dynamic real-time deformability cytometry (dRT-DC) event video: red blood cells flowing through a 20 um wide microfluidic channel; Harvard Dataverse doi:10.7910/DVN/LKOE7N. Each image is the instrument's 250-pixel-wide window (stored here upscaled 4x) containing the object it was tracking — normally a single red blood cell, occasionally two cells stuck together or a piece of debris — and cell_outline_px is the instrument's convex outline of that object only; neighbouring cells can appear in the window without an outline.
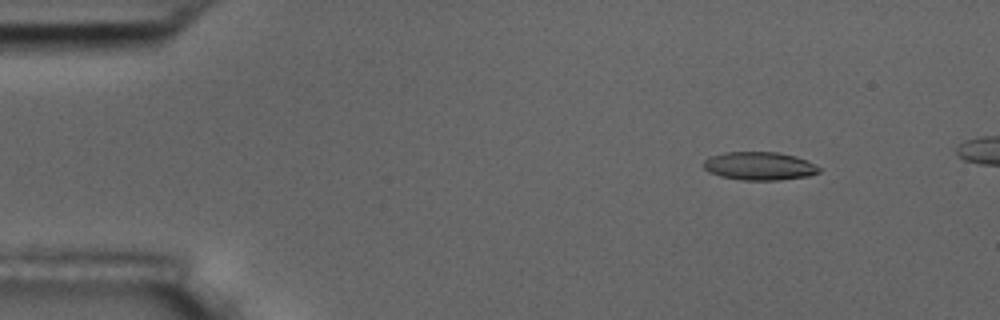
{"species": "common noctule bat (a hibernating species)", "species_latin": "Nyctalus noctula", "temperature_condition": "room temperature", "stored_images_in_passage": 6, "camera_frame_rate_fps": 3000, "um_per_image_px": 0.085, "animal": {"sex": "male", "body_mass_g": 17.5, "forearm_length_mm": 52.3}, "frame": {"image": 1, "passage_image": 2, "time_ms": 1.333, "image_size_px": [1000, 320], "cell_outline_px": [[820, 172], [808, 176], [780, 180], [740, 180], [720, 176], [708, 172], [704, 168], [704, 160], [712, 156], [724, 152], [776, 152], [796, 156], [808, 160], [820, 168]], "centroid_in_image_um": [64.56, 14.11], "position_along_channel_um": 20.4, "area_um2": 19.07}}